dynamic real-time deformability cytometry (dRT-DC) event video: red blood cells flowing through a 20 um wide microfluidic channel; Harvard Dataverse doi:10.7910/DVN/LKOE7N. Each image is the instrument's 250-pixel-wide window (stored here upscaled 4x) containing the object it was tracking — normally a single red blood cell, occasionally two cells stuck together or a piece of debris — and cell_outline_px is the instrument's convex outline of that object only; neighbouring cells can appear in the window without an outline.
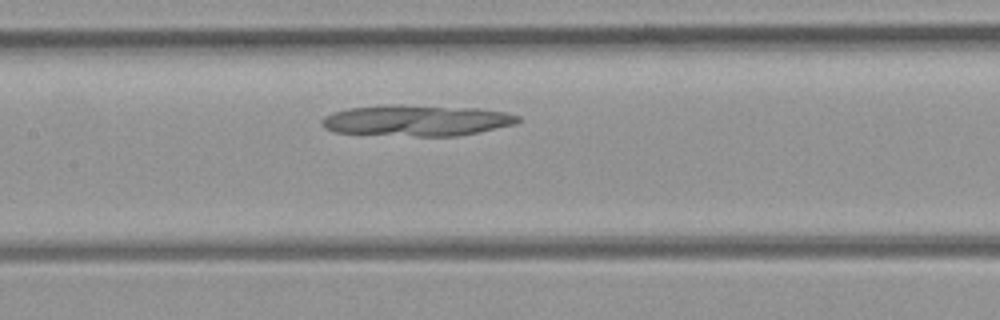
{"species": "common noctule bat (a hibernating species)", "species_latin": "Nyctalus noctula", "temperature_condition": "room temperature", "stored_images_in_passage": 24, "camera_frame_rate_fps": 3000, "um_per_image_px": 0.085, "animal": {"sex": "female", "body_mass_g": 21.9}, "frame": {"image": 1, "passage_image": 10, "time_ms": 3.0, "image_size_px": [1000, 320], "cell_outline_px": [[520, 120], [516, 124], [456, 136], [416, 136], [332, 132], [324, 128], [320, 124], [320, 120], [324, 116], [332, 112], [348, 108], [384, 104], [404, 104], [480, 108], [508, 112], [520, 116]], "centroid_in_image_um": [35.38, 10.22], "position_along_channel_um": 172.0, "area_um2": 36.01}}